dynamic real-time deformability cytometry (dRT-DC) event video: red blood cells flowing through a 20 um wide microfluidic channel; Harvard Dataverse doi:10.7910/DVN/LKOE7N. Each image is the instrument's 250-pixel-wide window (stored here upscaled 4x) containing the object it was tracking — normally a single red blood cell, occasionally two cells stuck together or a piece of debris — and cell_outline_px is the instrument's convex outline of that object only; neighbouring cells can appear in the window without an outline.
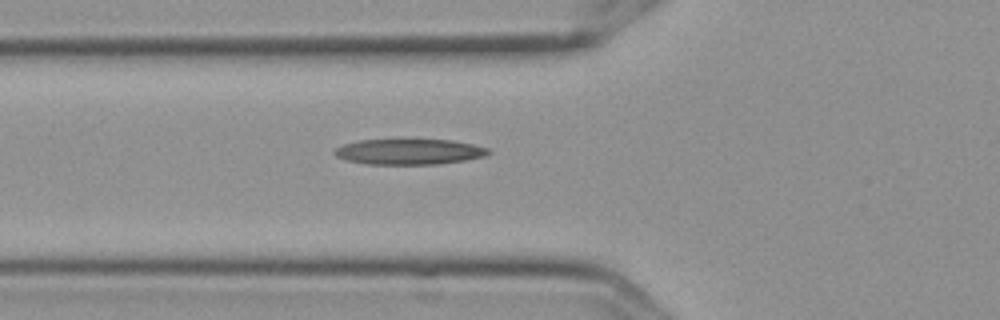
{"species": "Egyptian fruit bat (a non-hibernating species)", "species_latin": "Rousettus aegyptiacus", "temperature_condition": "cold", "stored_images_in_passage": 5, "camera_frame_rate_fps": 3000, "um_per_image_px": 0.085, "frame": {"image": 1, "passage_image": 5, "time_ms": 1.333, "image_size_px": [1000, 320], "cell_outline_px": [[492, 152], [484, 156], [464, 160], [436, 164], [368, 164], [348, 160], [336, 156], [332, 152], [336, 148], [344, 144], [360, 140], [452, 140], [472, 144], [488, 148]], "centroid_in_image_um": [34.78, 12.89], "position_along_channel_um": 91.0, "area_um2": 22.66}}